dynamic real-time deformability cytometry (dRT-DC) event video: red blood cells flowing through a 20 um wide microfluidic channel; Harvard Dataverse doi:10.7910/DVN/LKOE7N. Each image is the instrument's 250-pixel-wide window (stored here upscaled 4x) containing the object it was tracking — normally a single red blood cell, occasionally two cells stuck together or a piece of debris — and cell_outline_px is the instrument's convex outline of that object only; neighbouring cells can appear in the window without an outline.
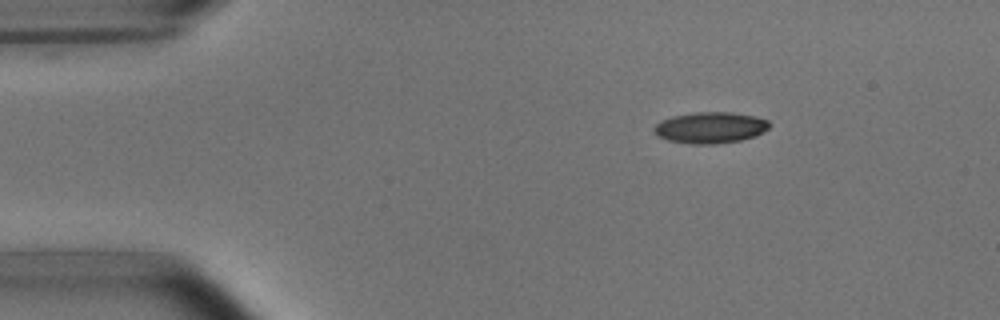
{"species": "common noctule bat (a hibernating species)", "species_latin": "Nyctalus noctula", "temperature_condition": "room temperature", "stored_images_in_passage": 3, "camera_frame_rate_fps": 3000, "um_per_image_px": 0.085, "animal": {"sex": "male", "body_mass_g": 15.6}, "frame": {"image": 1, "passage_image": 1, "time_ms": 0.0, "image_size_px": [1000, 320], "cell_outline_px": [[768, 128], [756, 136], [740, 140], [716, 144], [688, 144], [668, 140], [656, 136], [652, 128], [660, 120], [672, 116], [696, 112], [732, 112], [752, 116], [768, 120]], "centroid_in_image_um": [60.32, 10.85], "position_along_channel_um": 24.7, "area_um2": 21.04}}